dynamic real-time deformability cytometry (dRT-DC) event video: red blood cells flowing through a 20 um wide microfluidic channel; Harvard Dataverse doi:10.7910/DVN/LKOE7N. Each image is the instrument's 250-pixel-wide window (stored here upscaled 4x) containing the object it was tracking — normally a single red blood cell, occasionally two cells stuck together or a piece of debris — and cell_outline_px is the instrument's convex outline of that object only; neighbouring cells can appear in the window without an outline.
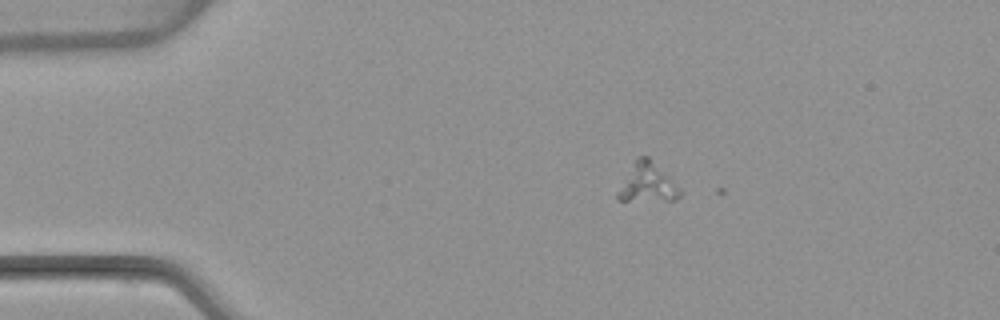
{"species": "common noctule bat (a hibernating species)", "species_latin": "Nyctalus noctula", "temperature_condition": "warm", "stored_images_in_passage": 2, "camera_frame_rate_fps": 3000, "um_per_image_px": 0.085, "animal": {"sex": "female", "body_mass_g": 22.7, "forearm_length_mm": 54.2}, "frame": {"image": 1, "passage_image": 1, "time_ms": 0.0, "image_size_px": [1000, 320], "cell_outline_px": [[684, 192], [676, 200], [616, 200], [616, 192], [636, 156], [648, 156]], "centroid_in_image_um": [55.01, 15.54], "position_along_channel_um": 30.0, "area_um2": 14.1}}